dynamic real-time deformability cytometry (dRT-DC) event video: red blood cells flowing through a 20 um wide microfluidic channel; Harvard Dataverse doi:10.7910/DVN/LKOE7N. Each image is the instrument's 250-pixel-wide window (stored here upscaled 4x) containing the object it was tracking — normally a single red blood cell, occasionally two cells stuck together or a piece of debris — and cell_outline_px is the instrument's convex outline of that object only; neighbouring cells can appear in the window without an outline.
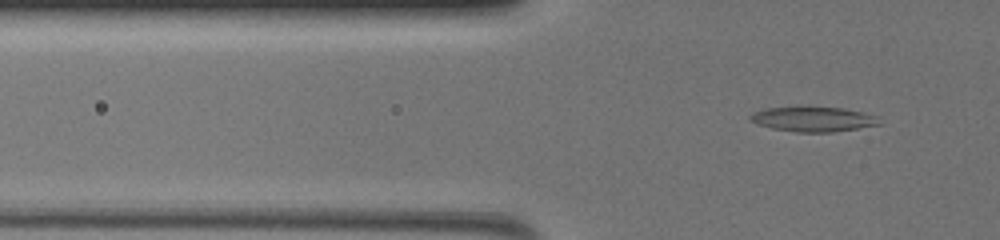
{"species": "common noctule bat (a hibernating species)", "species_latin": "Nyctalus noctula", "temperature_condition": "warm", "stored_images_in_passage": 38, "camera_frame_rate_fps": 3000, "um_per_image_px": 0.085, "animal": {"sex": "female", "body_mass_g": 19.5, "forearm_length_mm": 54.1}, "frame": {"image": 1, "passage_image": 11, "time_ms": 3.333, "image_size_px": [1000, 240], "cell_outline_px": [[880, 124], [832, 132], [796, 132], [772, 128], [756, 124], [748, 120], [748, 116], [752, 112], [764, 108], [796, 104], [800, 104], [844, 108], [864, 112], [880, 116]], "centroid_in_image_um": [69.05, 10.07], "position_along_channel_um": 56.8, "area_um2": 19.77}}
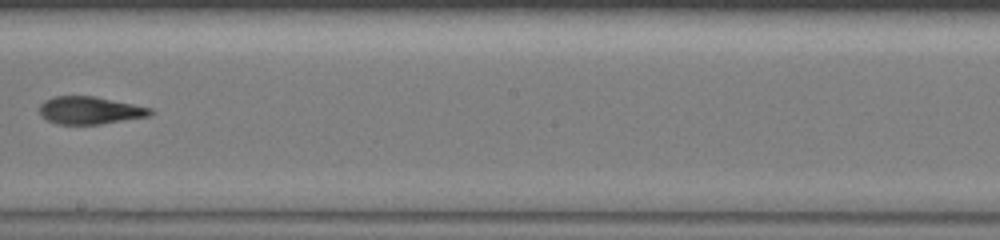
{"frame": {"image": 2, "passage_image": 23, "time_ms": 7.333, "image_size_px": [1000, 240], "cell_outline_px": [[156, 112], [148, 116], [100, 124], [56, 124], [40, 116], [40, 104], [44, 100], [52, 96], [92, 96], [152, 108]], "centroid_in_image_um": [7.61, 9.38], "position_along_channel_um": 240.6, "area_um2": 17.74}}
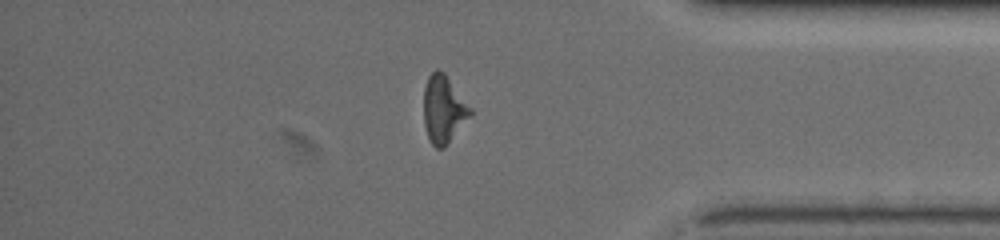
{"frame": {"image": 3, "passage_image": 34, "time_ms": 11.0, "image_size_px": [1000, 240], "cell_outline_px": [[472, 116], [444, 148], [436, 148], [428, 140], [424, 124], [424, 88], [428, 76], [436, 68], [440, 68], [444, 72], [472, 108]], "centroid_in_image_um": [37.71, 9.29], "position_along_channel_um": 397.5, "area_um2": 18.67}, "authors_computed_cell_mechanics": {"area_um2": 18.3515, "velocity_mm_per_s": 4.8503, "shape_relaxation_time_tau1_ms": 7.0165, "shape_relaxation_time_tau2_ms": 1.6459, "deformation_change_tau1": 0.3157, "deformation_change_tau2": 0.098}}